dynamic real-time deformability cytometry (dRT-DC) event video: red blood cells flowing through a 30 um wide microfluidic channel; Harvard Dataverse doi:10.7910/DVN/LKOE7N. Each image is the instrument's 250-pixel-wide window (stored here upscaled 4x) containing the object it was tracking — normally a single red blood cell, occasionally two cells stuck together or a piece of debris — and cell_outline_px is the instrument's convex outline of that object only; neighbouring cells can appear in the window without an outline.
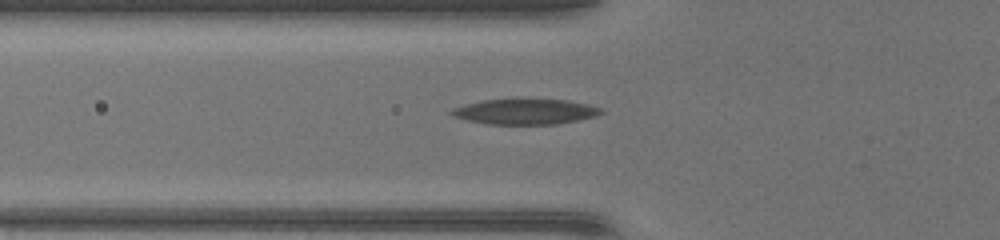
{"species": "common noctule bat (a hibernating species)", "species_latin": "Nyctalus noctula", "temperature_condition": "warm", "stored_images_in_passage": 18, "camera_frame_rate_fps": 3000, "um_per_image_px": 0.085, "animal": {"sex": "female", "body_mass_g": 17.0, "forearm_length_mm": 48.0}, "frame": {"image": 1, "passage_image": 2, "time_ms": 0.333, "image_size_px": [1000, 240], "cell_outline_px": [[604, 112], [596, 116], [556, 124], [492, 124], [468, 120], [456, 116], [448, 112], [452, 108], [484, 100], [568, 100], [588, 104], [600, 108]], "centroid_in_image_um": [44.68, 9.49], "position_along_channel_um": 81.1, "area_um2": 21.56}}
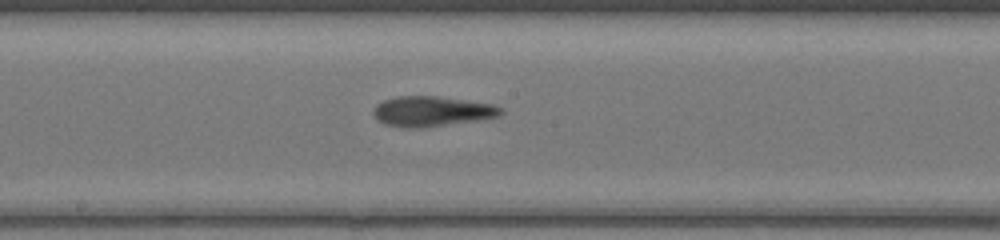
{"frame": {"image": 2, "passage_image": 11, "time_ms": 3.333, "image_size_px": [1000, 240], "cell_outline_px": [[504, 112], [496, 116], [476, 120], [424, 128], [400, 128], [384, 124], [376, 120], [376, 104], [384, 100], [396, 96], [436, 96], [492, 104], [500, 108]], "centroid_in_image_um": [36.66, 9.47], "position_along_channel_um": 211.5, "area_um2": 22.14}}
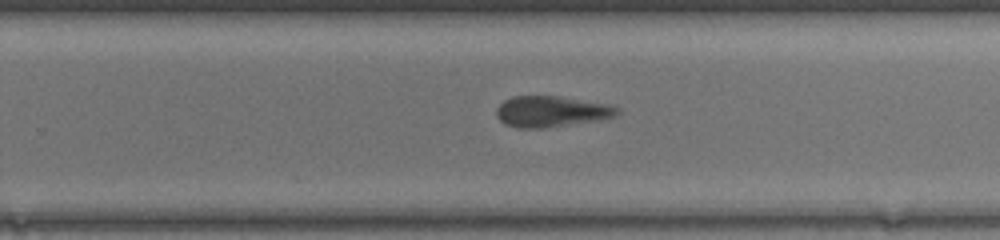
{"frame": {"image": 3, "passage_image": 16, "time_ms": 5.0, "image_size_px": [1000, 240], "cell_outline_px": [[620, 112], [616, 116], [596, 120], [544, 128], [516, 128], [504, 124], [496, 116], [496, 108], [504, 100], [512, 96], [556, 96], [608, 104], [620, 108]], "centroid_in_image_um": [46.82, 9.48], "position_along_channel_um": 283.0, "area_um2": 21.73}}